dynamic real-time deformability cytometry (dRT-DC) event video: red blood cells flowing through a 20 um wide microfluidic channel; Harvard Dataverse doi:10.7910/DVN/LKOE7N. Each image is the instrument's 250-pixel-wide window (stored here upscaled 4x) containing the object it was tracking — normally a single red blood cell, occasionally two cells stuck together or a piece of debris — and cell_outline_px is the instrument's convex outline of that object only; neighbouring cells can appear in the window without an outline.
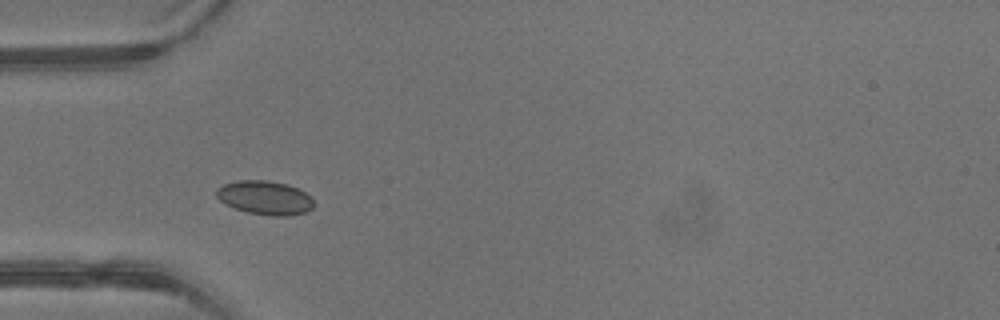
{"species": "common noctule bat (a hibernating species)", "species_latin": "Nyctalus noctula", "temperature_condition": "warm", "stored_images_in_passage": 3, "camera_frame_rate_fps": 3000, "um_per_image_px": 0.085, "animal": {"sex": "male", "body_mass_g": 13.3}, "frame": {"image": 1, "passage_image": 3, "time_ms": 0.667, "image_size_px": [1000, 320], "cell_outline_px": [[312, 208], [304, 212], [288, 216], [272, 216], [248, 212], [236, 208], [220, 200], [216, 196], [216, 188], [224, 184], [240, 180], [264, 180], [288, 184], [312, 196]], "centroid_in_image_um": [22.52, 16.8], "position_along_channel_um": 62.5, "area_um2": 18.96}}